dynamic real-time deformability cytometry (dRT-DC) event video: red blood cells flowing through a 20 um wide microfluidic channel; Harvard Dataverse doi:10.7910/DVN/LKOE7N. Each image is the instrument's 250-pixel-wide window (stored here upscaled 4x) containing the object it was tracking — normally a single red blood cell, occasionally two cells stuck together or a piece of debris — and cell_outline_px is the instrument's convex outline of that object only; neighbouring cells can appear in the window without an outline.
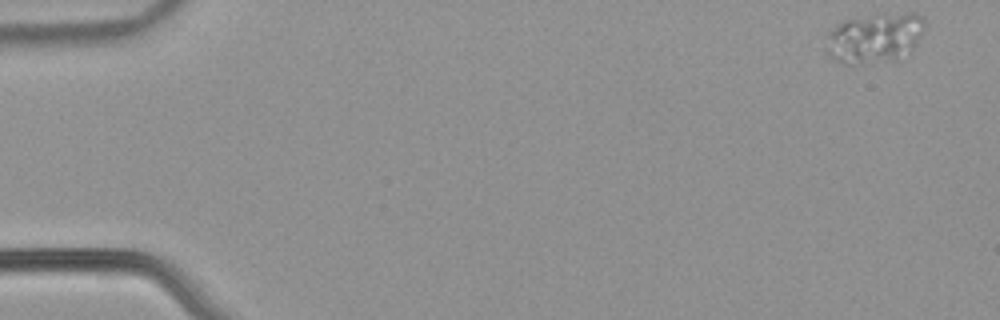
{"species": "common noctule bat (a hibernating species)", "species_latin": "Nyctalus noctula", "temperature_condition": "warm", "stored_images_in_passage": 52, "camera_frame_rate_fps": 3000, "um_per_image_px": 0.085, "animal": {"sex": "male", "body_mass_g": 21.5, "forearm_length_mm": 52.0}, "frame": {"image": 1, "passage_image": 1, "time_ms": 0.0, "image_size_px": [1000, 320], "cell_outline_px": [[928, 24], [912, 52], [896, 60], [860, 64], [840, 64], [828, 56], [824, 48], [824, 36], [836, 24], [844, 20], [876, 12], [916, 12]], "centroid_in_image_um": [74.33, 3.2], "position_along_channel_um": 10.7, "area_um2": 30.35}}
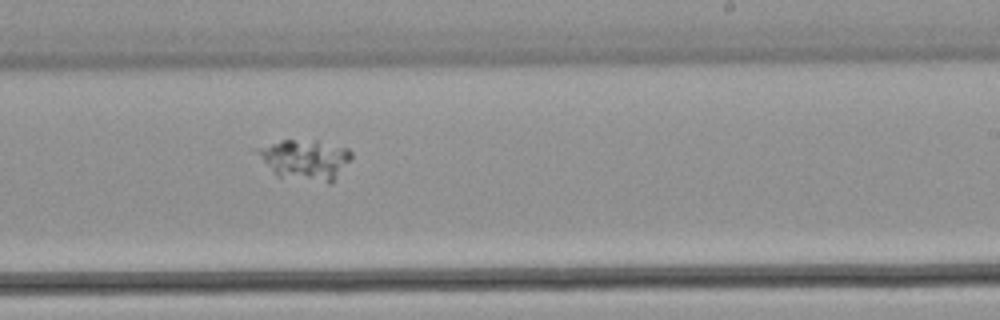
{"frame": {"image": 2, "passage_image": 32, "time_ms": 10.333, "image_size_px": [1000, 320], "cell_outline_px": [[352, 156], [332, 180], [328, 184], [280, 176], [272, 172], [252, 148], [284, 140], [316, 140], [348, 148], [352, 152]], "centroid_in_image_um": [25.9, 13.55], "position_along_channel_um": 263.1, "area_um2": 21.85}}
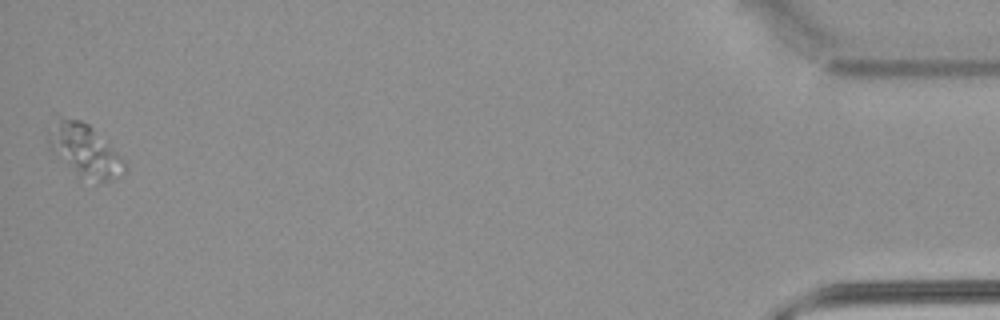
{"frame": {"image": 3, "passage_image": 52, "time_ms": 17.0, "image_size_px": [1000, 320], "cell_outline_px": [[128, 168], [120, 176], [108, 180], [100, 180], [76, 176], [48, 144], [48, 132], [60, 116], [80, 120], [88, 124], [124, 160]], "centroid_in_image_um": [7.21, 12.78], "position_along_channel_um": 428.0, "area_um2": 22.48}}